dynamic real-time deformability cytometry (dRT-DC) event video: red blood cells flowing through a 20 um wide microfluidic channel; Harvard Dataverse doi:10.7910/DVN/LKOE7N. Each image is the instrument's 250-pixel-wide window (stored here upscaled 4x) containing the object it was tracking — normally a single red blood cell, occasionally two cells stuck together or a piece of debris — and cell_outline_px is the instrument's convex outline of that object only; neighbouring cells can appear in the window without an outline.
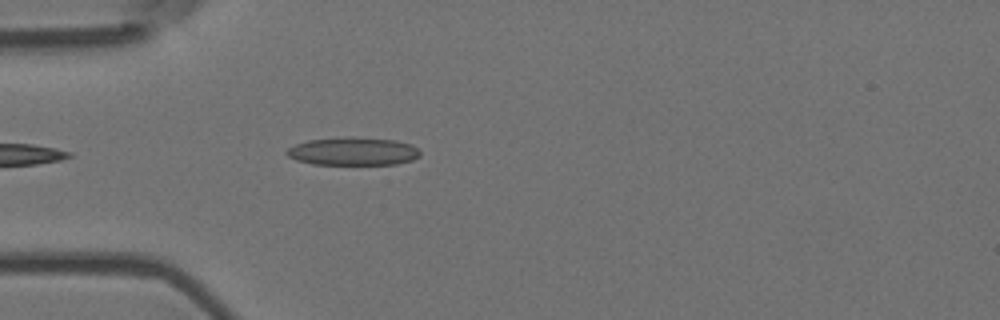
{"species": "Egyptian fruit bat (a non-hibernating species)", "species_latin": "Rousettus aegyptiacus", "temperature_condition": "room temperature", "stored_images_in_passage": 4, "camera_frame_rate_fps": 3000, "um_per_image_px": 0.085, "animal": {"sex": "female"}, "frame": {"image": 1, "passage_image": 4, "time_ms": 1.0, "image_size_px": [1000, 320], "cell_outline_px": [[420, 156], [412, 160], [396, 164], [312, 164], [296, 160], [288, 156], [284, 152], [288, 148], [296, 144], [308, 140], [352, 136], [396, 140], [412, 144], [420, 152]], "centroid_in_image_um": [30.01, 12.85], "position_along_channel_um": 55.0, "area_um2": 21.91}}